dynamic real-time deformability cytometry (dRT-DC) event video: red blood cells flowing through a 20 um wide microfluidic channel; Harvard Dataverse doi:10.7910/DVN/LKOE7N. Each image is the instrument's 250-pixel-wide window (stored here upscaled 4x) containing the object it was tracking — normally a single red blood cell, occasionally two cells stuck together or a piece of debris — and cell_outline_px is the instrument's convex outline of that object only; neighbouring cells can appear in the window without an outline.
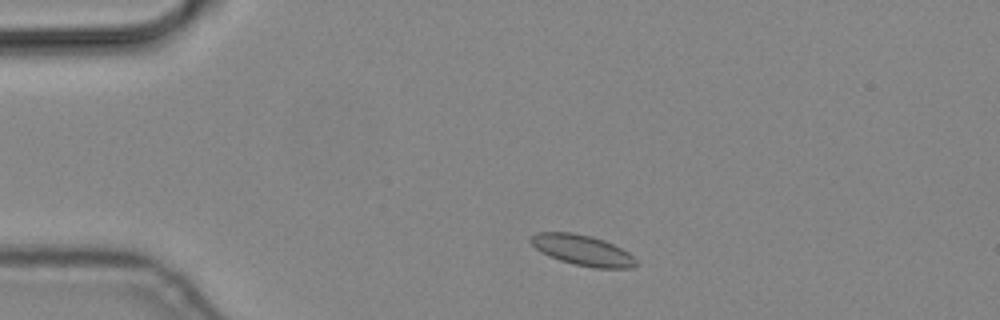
{"species": "common noctule bat (a hibernating species)", "species_latin": "Nyctalus noctula", "temperature_condition": "cold", "stored_images_in_passage": 3, "camera_frame_rate_fps": 3000, "um_per_image_px": 0.085, "animal": {"sex": "male", "body_mass_g": 19.2, "forearm_length_mm": 51.8}, "frame": {"image": 1, "passage_image": 2, "time_ms": 0.333, "image_size_px": [1000, 320], "cell_outline_px": [[636, 264], [632, 268], [592, 268], [572, 264], [560, 260], [536, 248], [528, 240], [528, 236], [536, 232], [572, 232], [592, 236], [604, 240], [628, 252], [636, 260]], "centroid_in_image_um": [49.48, 21.25], "position_along_channel_um": 35.5, "area_um2": 18.67}}